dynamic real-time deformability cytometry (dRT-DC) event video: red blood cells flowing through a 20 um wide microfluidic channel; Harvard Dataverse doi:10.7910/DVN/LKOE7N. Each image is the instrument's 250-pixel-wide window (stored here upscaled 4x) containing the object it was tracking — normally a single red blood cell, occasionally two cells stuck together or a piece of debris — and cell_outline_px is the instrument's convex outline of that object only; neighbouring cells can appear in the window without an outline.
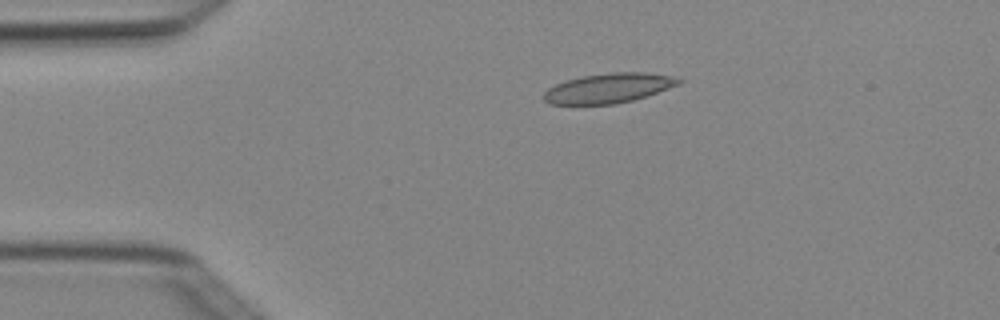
{"species": "Egyptian fruit bat (a non-hibernating species)", "species_latin": "Rousettus aegyptiacus", "temperature_condition": "cold", "stored_images_in_passage": 5, "camera_frame_rate_fps": 3000, "um_per_image_px": 0.085, "animal": {"sex": "female"}, "frame": {"image": 1, "passage_image": 3, "time_ms": 0.667, "image_size_px": [1000, 320], "cell_outline_px": [[684, 80], [680, 84], [632, 100], [616, 104], [548, 104], [544, 100], [544, 92], [548, 88], [556, 84], [568, 80], [584, 76], [612, 72], [648, 72], [672, 76]], "centroid_in_image_um": [51.74, 7.49], "position_along_channel_um": 33.3, "area_um2": 23.12}}
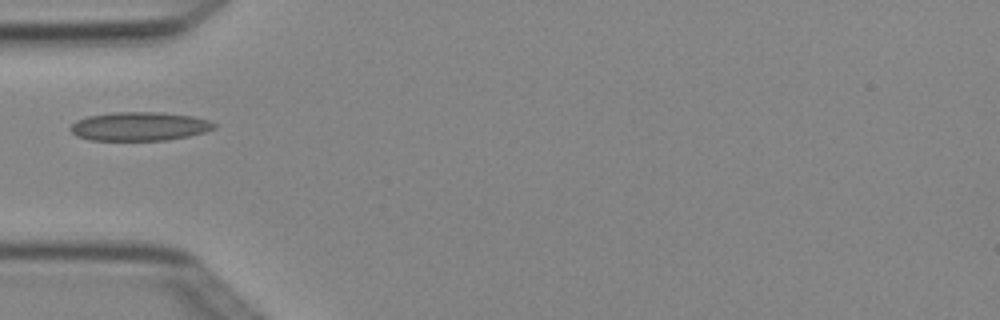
{"frame": {"image": 2, "passage_image": 4, "time_ms": 1.0, "image_size_px": [1000, 320], "cell_outline_px": [[216, 128], [204, 132], [188, 136], [168, 140], [88, 140], [76, 136], [68, 128], [76, 120], [88, 116], [112, 112], [160, 112], [192, 116], [208, 120], [216, 124]], "centroid_in_image_um": [11.83, 10.74], "position_along_channel_um": 73.2, "area_um2": 24.16}}
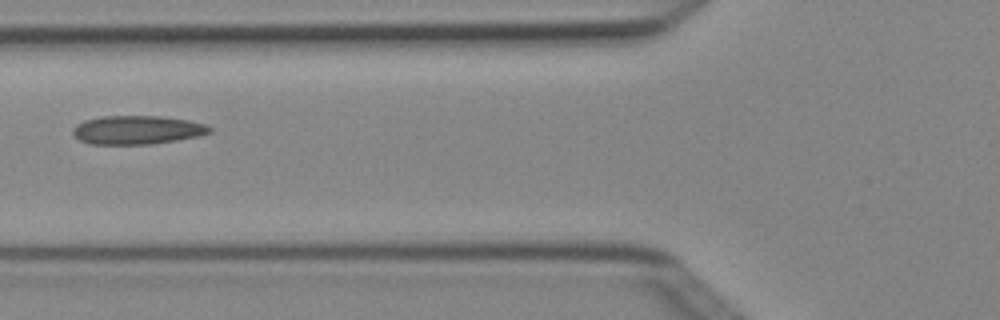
{"frame": {"image": 3, "passage_image": 5, "time_ms": 1.333, "image_size_px": [1000, 320], "cell_outline_px": [[212, 132], [200, 136], [152, 144], [88, 144], [80, 140], [72, 132], [72, 128], [76, 124], [84, 120], [104, 116], [164, 116], [188, 120], [204, 124], [212, 128]], "centroid_in_image_um": [11.66, 11.04], "position_along_channel_um": 114.1, "area_um2": 22.95}}